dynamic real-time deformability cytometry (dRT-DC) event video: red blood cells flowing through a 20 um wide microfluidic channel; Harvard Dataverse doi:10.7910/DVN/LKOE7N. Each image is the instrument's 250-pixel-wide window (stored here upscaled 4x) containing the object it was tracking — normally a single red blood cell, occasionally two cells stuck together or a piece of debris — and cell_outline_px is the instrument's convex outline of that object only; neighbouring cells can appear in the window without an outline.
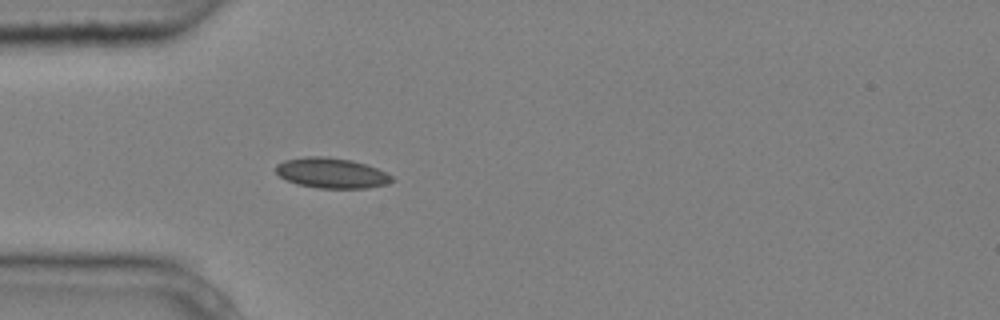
{"species": "common noctule bat (a hibernating species)", "species_latin": "Nyctalus noctula", "temperature_condition": "cold", "stored_images_in_passage": 5, "camera_frame_rate_fps": 3000, "um_per_image_px": 0.085, "animal": {"sex": "male", "body_mass_g": 20.4}, "frame": {"image": 1, "passage_image": 5, "time_ms": 1.333, "image_size_px": [1000, 320], "cell_outline_px": [[396, 180], [388, 184], [368, 188], [316, 188], [296, 184], [280, 176], [276, 172], [276, 164], [284, 160], [304, 156], [328, 156], [352, 160], [388, 172]], "centroid_in_image_um": [28.2, 14.7], "position_along_channel_um": 56.8, "area_um2": 20.75}}